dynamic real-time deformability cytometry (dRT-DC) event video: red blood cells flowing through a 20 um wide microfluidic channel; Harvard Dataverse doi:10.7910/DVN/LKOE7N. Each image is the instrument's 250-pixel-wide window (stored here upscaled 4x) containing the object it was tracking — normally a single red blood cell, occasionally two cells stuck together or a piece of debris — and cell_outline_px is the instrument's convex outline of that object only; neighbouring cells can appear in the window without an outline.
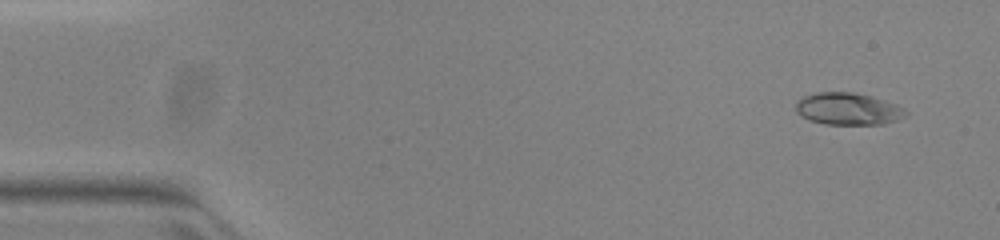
{"species": "common noctule bat (a hibernating species)", "species_latin": "Nyctalus noctula", "temperature_condition": "warm", "stored_images_in_passage": 51, "camera_frame_rate_fps": 3000, "um_per_image_px": 0.085, "animal": {"sex": "female", "body_mass_g": 23.0, "forearm_length_mm": 53.4}, "frame": {"image": 1, "passage_image": 3, "time_ms": 0.667, "image_size_px": [1000, 240], "cell_outline_px": [[908, 116], [884, 124], [824, 124], [808, 120], [800, 116], [796, 112], [796, 100], [804, 96], [816, 92], [856, 92], [872, 96], [896, 104], [904, 108], [908, 112]], "centroid_in_image_um": [72.08, 9.25], "position_along_channel_um": 12.9, "area_um2": 20.87}}
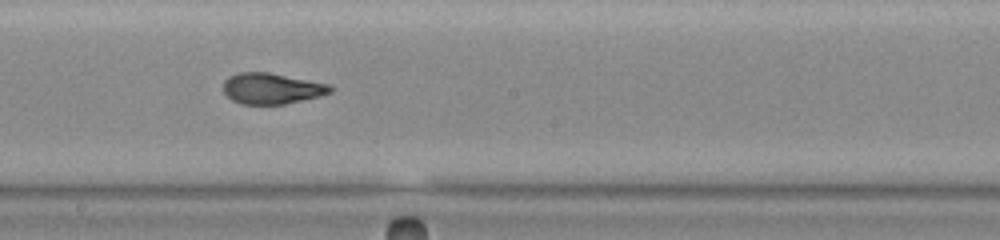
{"frame": {"image": 2, "passage_image": 28, "time_ms": 9.0, "image_size_px": [1000, 240], "cell_outline_px": [[336, 88], [332, 92], [320, 96], [284, 104], [244, 104], [232, 100], [224, 92], [224, 80], [228, 76], [236, 72], [268, 72], [332, 84]], "centroid_in_image_um": [23.14, 7.51], "position_along_channel_um": 225.1, "area_um2": 19.48}}
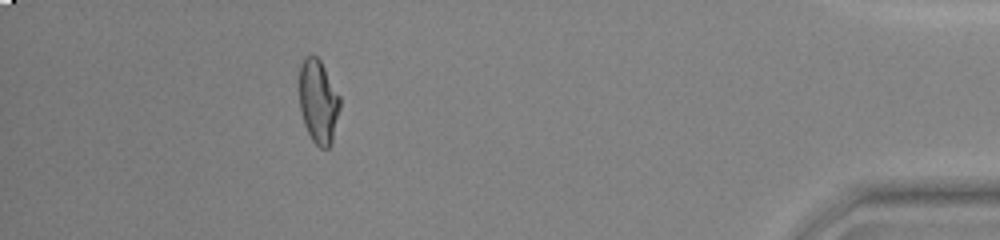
{"frame": {"image": 3, "passage_image": 46, "time_ms": 15.0, "image_size_px": [1000, 240], "cell_outline_px": [[340, 108], [332, 144], [328, 148], [320, 148], [312, 140], [304, 124], [300, 108], [300, 64], [304, 56], [316, 56], [320, 60], [340, 96]], "centroid_in_image_um": [27.07, 8.65], "position_along_channel_um": 408.1, "area_um2": 19.83}, "authors_computed_cell_mechanics": {"area_um2": 19.9988, "velocity_mm_per_s": 3.9891, "shape_relaxation_time_tau1_ms": 6.8014, "shape_relaxation_time_tau2_ms": 1.0223, "deformation_change_tau1": 0.2415, "deformation_change_tau2": 0.0564}}